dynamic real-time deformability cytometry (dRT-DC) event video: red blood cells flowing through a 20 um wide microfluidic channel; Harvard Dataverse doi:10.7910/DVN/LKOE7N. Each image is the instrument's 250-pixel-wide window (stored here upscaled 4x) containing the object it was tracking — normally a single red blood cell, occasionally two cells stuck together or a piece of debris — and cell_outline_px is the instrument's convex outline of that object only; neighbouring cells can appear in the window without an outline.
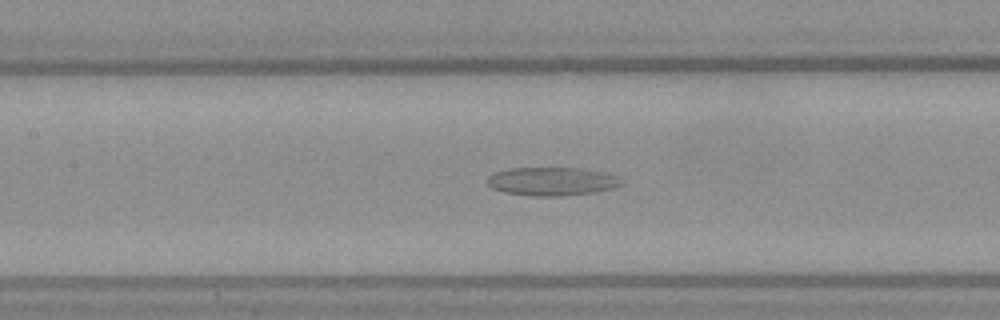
{"species": "Egyptian fruit bat (a non-hibernating species)", "species_latin": "Rousettus aegyptiacus", "temperature_condition": "warm", "stored_images_in_passage": 52, "camera_frame_rate_fps": 3000, "um_per_image_px": 0.085, "frame": {"image": 1, "passage_image": 22, "time_ms": 7.0, "image_size_px": [1000, 320], "cell_outline_px": [[624, 180], [620, 184], [612, 188], [596, 192], [564, 196], [532, 196], [504, 192], [492, 188], [488, 184], [488, 176], [496, 172], [508, 168], [576, 168], [604, 172], [620, 176]], "centroid_in_image_um": [46.94, 15.42], "position_along_channel_um": 160.5, "area_um2": 22.25}}
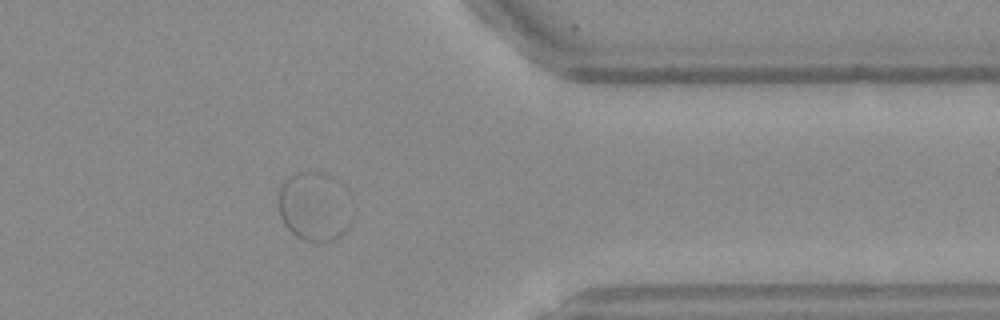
{"frame": {"image": 2, "passage_image": 42, "time_ms": 13.667, "image_size_px": [1000, 320], "cell_outline_px": [[352, 220], [348, 228], [340, 236], [332, 240], [316, 244], [304, 240], [296, 236], [284, 224], [280, 216], [276, 196], [280, 184], [284, 176], [292, 172], [328, 172], [336, 180], [352, 216]], "centroid_in_image_um": [26.62, 17.55], "position_along_channel_um": 384.8, "area_um2": 30.06}}
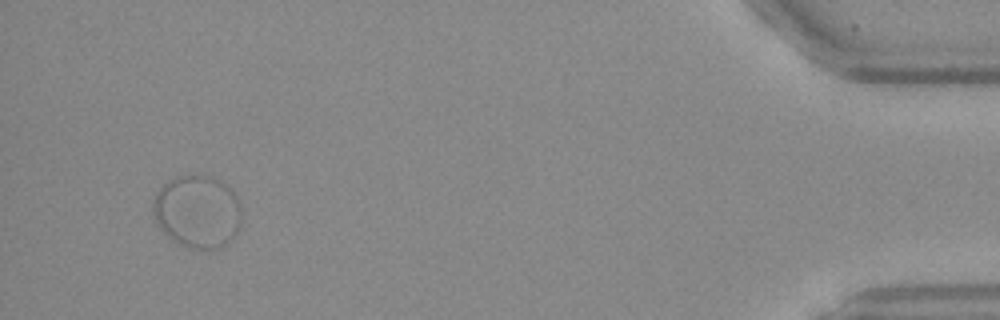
{"frame": {"image": 3, "passage_image": 50, "time_ms": 16.333, "image_size_px": [1000, 320], "cell_outline_px": [[240, 228], [228, 244], [220, 248], [188, 248], [180, 244], [168, 236], [156, 224], [152, 216], [152, 200], [156, 192], [168, 180], [176, 176], [212, 176], [228, 184], [232, 188], [240, 204]], "centroid_in_image_um": [16.77, 17.97], "position_along_channel_um": 418.4, "area_um2": 37.97}}